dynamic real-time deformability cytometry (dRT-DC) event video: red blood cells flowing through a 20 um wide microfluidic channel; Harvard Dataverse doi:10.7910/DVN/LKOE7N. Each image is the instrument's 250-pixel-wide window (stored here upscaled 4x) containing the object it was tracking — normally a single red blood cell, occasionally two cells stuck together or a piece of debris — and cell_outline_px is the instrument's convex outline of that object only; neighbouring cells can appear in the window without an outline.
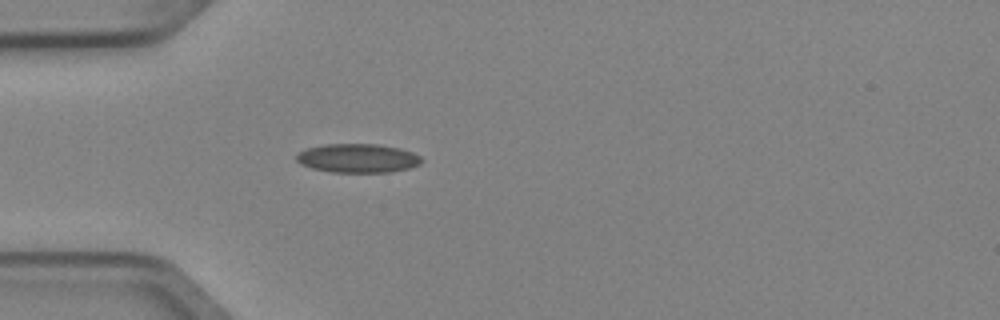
{"species": "Egyptian fruit bat (a non-hibernating species)", "species_latin": "Rousettus aegyptiacus", "temperature_condition": "cold", "stored_images_in_passage": 5, "camera_frame_rate_fps": 3000, "um_per_image_px": 0.085, "animal": {"sex": "female"}, "frame": {"image": 1, "passage_image": 5, "time_ms": 1.333, "image_size_px": [1000, 320], "cell_outline_px": [[424, 160], [420, 164], [408, 168], [392, 172], [332, 172], [312, 168], [300, 164], [296, 160], [296, 156], [300, 152], [308, 148], [324, 144], [376, 144], [400, 148], [412, 152], [420, 156]], "centroid_in_image_um": [30.43, 13.45], "position_along_channel_um": 54.6, "area_um2": 21.04}}